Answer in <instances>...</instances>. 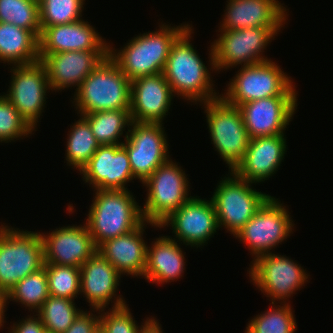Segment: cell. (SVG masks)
Masks as SVG:
<instances>
[{
	"label": "cell",
	"instance_id": "obj_1",
	"mask_svg": "<svg viewBox=\"0 0 333 333\" xmlns=\"http://www.w3.org/2000/svg\"><path fill=\"white\" fill-rule=\"evenodd\" d=\"M193 28L188 27L173 43L163 74L174 95L185 100L206 103L220 98L213 90V80L190 39Z\"/></svg>",
	"mask_w": 333,
	"mask_h": 333
},
{
	"label": "cell",
	"instance_id": "obj_2",
	"mask_svg": "<svg viewBox=\"0 0 333 333\" xmlns=\"http://www.w3.org/2000/svg\"><path fill=\"white\" fill-rule=\"evenodd\" d=\"M189 26L181 24L171 27L159 24L158 31L156 29L154 32L140 33L121 50L116 51L109 44L108 55L130 81L162 73L173 43Z\"/></svg>",
	"mask_w": 333,
	"mask_h": 333
},
{
	"label": "cell",
	"instance_id": "obj_3",
	"mask_svg": "<svg viewBox=\"0 0 333 333\" xmlns=\"http://www.w3.org/2000/svg\"><path fill=\"white\" fill-rule=\"evenodd\" d=\"M92 202L85 224L97 248L144 222L141 206L127 189L96 190Z\"/></svg>",
	"mask_w": 333,
	"mask_h": 333
},
{
	"label": "cell",
	"instance_id": "obj_4",
	"mask_svg": "<svg viewBox=\"0 0 333 333\" xmlns=\"http://www.w3.org/2000/svg\"><path fill=\"white\" fill-rule=\"evenodd\" d=\"M78 114L105 110H130L131 81L107 55L74 92Z\"/></svg>",
	"mask_w": 333,
	"mask_h": 333
},
{
	"label": "cell",
	"instance_id": "obj_5",
	"mask_svg": "<svg viewBox=\"0 0 333 333\" xmlns=\"http://www.w3.org/2000/svg\"><path fill=\"white\" fill-rule=\"evenodd\" d=\"M44 266V244L40 232L0 226V294L9 291L27 275Z\"/></svg>",
	"mask_w": 333,
	"mask_h": 333
},
{
	"label": "cell",
	"instance_id": "obj_6",
	"mask_svg": "<svg viewBox=\"0 0 333 333\" xmlns=\"http://www.w3.org/2000/svg\"><path fill=\"white\" fill-rule=\"evenodd\" d=\"M276 64L269 60L241 66L220 97L228 104L238 107L273 96H297L292 80Z\"/></svg>",
	"mask_w": 333,
	"mask_h": 333
},
{
	"label": "cell",
	"instance_id": "obj_7",
	"mask_svg": "<svg viewBox=\"0 0 333 333\" xmlns=\"http://www.w3.org/2000/svg\"><path fill=\"white\" fill-rule=\"evenodd\" d=\"M282 27H255L238 30H220V37L212 42L209 68L215 71L233 66L252 65L269 61L263 55L269 42L274 40ZM262 55V56H261ZM265 57V58H264Z\"/></svg>",
	"mask_w": 333,
	"mask_h": 333
},
{
	"label": "cell",
	"instance_id": "obj_8",
	"mask_svg": "<svg viewBox=\"0 0 333 333\" xmlns=\"http://www.w3.org/2000/svg\"><path fill=\"white\" fill-rule=\"evenodd\" d=\"M185 171L170 159L159 166L142 184L146 185L147 198L142 215L149 225L159 227L173 212L186 203L189 181ZM189 196V197H188Z\"/></svg>",
	"mask_w": 333,
	"mask_h": 333
},
{
	"label": "cell",
	"instance_id": "obj_9",
	"mask_svg": "<svg viewBox=\"0 0 333 333\" xmlns=\"http://www.w3.org/2000/svg\"><path fill=\"white\" fill-rule=\"evenodd\" d=\"M230 176L219 182L210 200L219 229L223 226L235 236L271 195L253 189V182L243 180L233 172Z\"/></svg>",
	"mask_w": 333,
	"mask_h": 333
},
{
	"label": "cell",
	"instance_id": "obj_10",
	"mask_svg": "<svg viewBox=\"0 0 333 333\" xmlns=\"http://www.w3.org/2000/svg\"><path fill=\"white\" fill-rule=\"evenodd\" d=\"M202 104L211 142L232 172L243 160L250 141L241 111L221 97Z\"/></svg>",
	"mask_w": 333,
	"mask_h": 333
},
{
	"label": "cell",
	"instance_id": "obj_11",
	"mask_svg": "<svg viewBox=\"0 0 333 333\" xmlns=\"http://www.w3.org/2000/svg\"><path fill=\"white\" fill-rule=\"evenodd\" d=\"M288 213L283 203L270 196L235 237L246 244L255 256L253 259H257L290 236L294 224Z\"/></svg>",
	"mask_w": 333,
	"mask_h": 333
},
{
	"label": "cell",
	"instance_id": "obj_12",
	"mask_svg": "<svg viewBox=\"0 0 333 333\" xmlns=\"http://www.w3.org/2000/svg\"><path fill=\"white\" fill-rule=\"evenodd\" d=\"M162 124L132 121L126 132L125 142L122 143L128 153L134 179L137 178L142 183L159 166L171 159Z\"/></svg>",
	"mask_w": 333,
	"mask_h": 333
},
{
	"label": "cell",
	"instance_id": "obj_13",
	"mask_svg": "<svg viewBox=\"0 0 333 333\" xmlns=\"http://www.w3.org/2000/svg\"><path fill=\"white\" fill-rule=\"evenodd\" d=\"M249 278L272 303L291 298L292 294L308 281L307 272L291 258L272 252L261 255L252 262ZM276 300V301H275Z\"/></svg>",
	"mask_w": 333,
	"mask_h": 333
},
{
	"label": "cell",
	"instance_id": "obj_14",
	"mask_svg": "<svg viewBox=\"0 0 333 333\" xmlns=\"http://www.w3.org/2000/svg\"><path fill=\"white\" fill-rule=\"evenodd\" d=\"M12 68V81L4 96L35 130L46 104V92L51 90L46 67L39 60L31 64L14 65Z\"/></svg>",
	"mask_w": 333,
	"mask_h": 333
},
{
	"label": "cell",
	"instance_id": "obj_15",
	"mask_svg": "<svg viewBox=\"0 0 333 333\" xmlns=\"http://www.w3.org/2000/svg\"><path fill=\"white\" fill-rule=\"evenodd\" d=\"M170 225L175 238L191 247L206 245L207 241L216 233L218 227L216 211L211 200L191 197L181 205L159 228Z\"/></svg>",
	"mask_w": 333,
	"mask_h": 333
},
{
	"label": "cell",
	"instance_id": "obj_16",
	"mask_svg": "<svg viewBox=\"0 0 333 333\" xmlns=\"http://www.w3.org/2000/svg\"><path fill=\"white\" fill-rule=\"evenodd\" d=\"M250 139L284 134L297 109V96H273L238 106ZM284 130V131H283Z\"/></svg>",
	"mask_w": 333,
	"mask_h": 333
},
{
	"label": "cell",
	"instance_id": "obj_17",
	"mask_svg": "<svg viewBox=\"0 0 333 333\" xmlns=\"http://www.w3.org/2000/svg\"><path fill=\"white\" fill-rule=\"evenodd\" d=\"M80 173L95 190H128L126 184L134 179L122 144L100 145Z\"/></svg>",
	"mask_w": 333,
	"mask_h": 333
},
{
	"label": "cell",
	"instance_id": "obj_18",
	"mask_svg": "<svg viewBox=\"0 0 333 333\" xmlns=\"http://www.w3.org/2000/svg\"><path fill=\"white\" fill-rule=\"evenodd\" d=\"M44 244V264L80 268L97 251L86 224L57 228L41 234Z\"/></svg>",
	"mask_w": 333,
	"mask_h": 333
},
{
	"label": "cell",
	"instance_id": "obj_19",
	"mask_svg": "<svg viewBox=\"0 0 333 333\" xmlns=\"http://www.w3.org/2000/svg\"><path fill=\"white\" fill-rule=\"evenodd\" d=\"M121 274L99 251L80 267V294L86 297L92 311L98 312L114 302L112 308L126 305L125 299L116 296ZM115 299H114V298ZM117 297V298H116ZM113 299V302H112Z\"/></svg>",
	"mask_w": 333,
	"mask_h": 333
},
{
	"label": "cell",
	"instance_id": "obj_20",
	"mask_svg": "<svg viewBox=\"0 0 333 333\" xmlns=\"http://www.w3.org/2000/svg\"><path fill=\"white\" fill-rule=\"evenodd\" d=\"M175 97L162 73L131 81L130 115L133 122L162 123Z\"/></svg>",
	"mask_w": 333,
	"mask_h": 333
},
{
	"label": "cell",
	"instance_id": "obj_21",
	"mask_svg": "<svg viewBox=\"0 0 333 333\" xmlns=\"http://www.w3.org/2000/svg\"><path fill=\"white\" fill-rule=\"evenodd\" d=\"M109 50L65 51L48 54L41 62L47 70L51 90L59 91L82 84L83 80L103 61Z\"/></svg>",
	"mask_w": 333,
	"mask_h": 333
},
{
	"label": "cell",
	"instance_id": "obj_22",
	"mask_svg": "<svg viewBox=\"0 0 333 333\" xmlns=\"http://www.w3.org/2000/svg\"><path fill=\"white\" fill-rule=\"evenodd\" d=\"M109 43L83 19L45 27L39 38V60L46 55L65 51L109 50Z\"/></svg>",
	"mask_w": 333,
	"mask_h": 333
},
{
	"label": "cell",
	"instance_id": "obj_23",
	"mask_svg": "<svg viewBox=\"0 0 333 333\" xmlns=\"http://www.w3.org/2000/svg\"><path fill=\"white\" fill-rule=\"evenodd\" d=\"M286 137L278 134L252 138L243 160L232 171L237 177L260 183L273 176L286 154Z\"/></svg>",
	"mask_w": 333,
	"mask_h": 333
},
{
	"label": "cell",
	"instance_id": "obj_24",
	"mask_svg": "<svg viewBox=\"0 0 333 333\" xmlns=\"http://www.w3.org/2000/svg\"><path fill=\"white\" fill-rule=\"evenodd\" d=\"M228 1L219 30L283 27L288 19L286 8L278 0Z\"/></svg>",
	"mask_w": 333,
	"mask_h": 333
},
{
	"label": "cell",
	"instance_id": "obj_25",
	"mask_svg": "<svg viewBox=\"0 0 333 333\" xmlns=\"http://www.w3.org/2000/svg\"><path fill=\"white\" fill-rule=\"evenodd\" d=\"M146 223L148 222L144 221L138 228L128 234L106 240L97 248V251H99L121 275L130 274L136 277H143L144 275L148 249V245L143 239L144 228L148 225Z\"/></svg>",
	"mask_w": 333,
	"mask_h": 333
},
{
	"label": "cell",
	"instance_id": "obj_26",
	"mask_svg": "<svg viewBox=\"0 0 333 333\" xmlns=\"http://www.w3.org/2000/svg\"><path fill=\"white\" fill-rule=\"evenodd\" d=\"M175 238L159 236L147 249L144 279L147 282L168 283L182 277L185 257Z\"/></svg>",
	"mask_w": 333,
	"mask_h": 333
},
{
	"label": "cell",
	"instance_id": "obj_27",
	"mask_svg": "<svg viewBox=\"0 0 333 333\" xmlns=\"http://www.w3.org/2000/svg\"><path fill=\"white\" fill-rule=\"evenodd\" d=\"M0 60L13 65L39 61V38L12 23L0 22Z\"/></svg>",
	"mask_w": 333,
	"mask_h": 333
},
{
	"label": "cell",
	"instance_id": "obj_28",
	"mask_svg": "<svg viewBox=\"0 0 333 333\" xmlns=\"http://www.w3.org/2000/svg\"><path fill=\"white\" fill-rule=\"evenodd\" d=\"M82 116L100 145L122 144L120 136L132 123L130 110H105Z\"/></svg>",
	"mask_w": 333,
	"mask_h": 333
},
{
	"label": "cell",
	"instance_id": "obj_29",
	"mask_svg": "<svg viewBox=\"0 0 333 333\" xmlns=\"http://www.w3.org/2000/svg\"><path fill=\"white\" fill-rule=\"evenodd\" d=\"M80 117L70 128L66 145L67 165H71L79 172L100 146L88 121L83 116Z\"/></svg>",
	"mask_w": 333,
	"mask_h": 333
},
{
	"label": "cell",
	"instance_id": "obj_30",
	"mask_svg": "<svg viewBox=\"0 0 333 333\" xmlns=\"http://www.w3.org/2000/svg\"><path fill=\"white\" fill-rule=\"evenodd\" d=\"M49 296L47 273L43 267L19 281L5 296V300L6 304L9 300L19 302L36 313Z\"/></svg>",
	"mask_w": 333,
	"mask_h": 333
},
{
	"label": "cell",
	"instance_id": "obj_31",
	"mask_svg": "<svg viewBox=\"0 0 333 333\" xmlns=\"http://www.w3.org/2000/svg\"><path fill=\"white\" fill-rule=\"evenodd\" d=\"M83 310L75 307L74 300L49 296L36 312L48 333H63Z\"/></svg>",
	"mask_w": 333,
	"mask_h": 333
},
{
	"label": "cell",
	"instance_id": "obj_32",
	"mask_svg": "<svg viewBox=\"0 0 333 333\" xmlns=\"http://www.w3.org/2000/svg\"><path fill=\"white\" fill-rule=\"evenodd\" d=\"M278 303L277 306L272 303L268 311L256 315L248 323L245 333H294L297 325L292 306L283 301Z\"/></svg>",
	"mask_w": 333,
	"mask_h": 333
},
{
	"label": "cell",
	"instance_id": "obj_33",
	"mask_svg": "<svg viewBox=\"0 0 333 333\" xmlns=\"http://www.w3.org/2000/svg\"><path fill=\"white\" fill-rule=\"evenodd\" d=\"M0 22L12 23L40 38L39 0H0Z\"/></svg>",
	"mask_w": 333,
	"mask_h": 333
},
{
	"label": "cell",
	"instance_id": "obj_34",
	"mask_svg": "<svg viewBox=\"0 0 333 333\" xmlns=\"http://www.w3.org/2000/svg\"><path fill=\"white\" fill-rule=\"evenodd\" d=\"M85 0H39L41 31L45 27L81 20Z\"/></svg>",
	"mask_w": 333,
	"mask_h": 333
},
{
	"label": "cell",
	"instance_id": "obj_35",
	"mask_svg": "<svg viewBox=\"0 0 333 333\" xmlns=\"http://www.w3.org/2000/svg\"><path fill=\"white\" fill-rule=\"evenodd\" d=\"M43 267L50 296L74 300L80 294V268L57 264H44Z\"/></svg>",
	"mask_w": 333,
	"mask_h": 333
},
{
	"label": "cell",
	"instance_id": "obj_36",
	"mask_svg": "<svg viewBox=\"0 0 333 333\" xmlns=\"http://www.w3.org/2000/svg\"><path fill=\"white\" fill-rule=\"evenodd\" d=\"M34 129L26 122L12 103L4 96H0V142H11L23 139L32 134ZM23 136V138H22Z\"/></svg>",
	"mask_w": 333,
	"mask_h": 333
},
{
	"label": "cell",
	"instance_id": "obj_37",
	"mask_svg": "<svg viewBox=\"0 0 333 333\" xmlns=\"http://www.w3.org/2000/svg\"><path fill=\"white\" fill-rule=\"evenodd\" d=\"M99 310L100 314V329L104 333H140L142 329L155 317L148 318L141 326H138L133 319L130 309L127 304L118 308H109ZM103 312V313H102ZM140 327V328H139Z\"/></svg>",
	"mask_w": 333,
	"mask_h": 333
},
{
	"label": "cell",
	"instance_id": "obj_38",
	"mask_svg": "<svg viewBox=\"0 0 333 333\" xmlns=\"http://www.w3.org/2000/svg\"><path fill=\"white\" fill-rule=\"evenodd\" d=\"M87 312L83 310L63 333H95L100 327V315Z\"/></svg>",
	"mask_w": 333,
	"mask_h": 333
},
{
	"label": "cell",
	"instance_id": "obj_39",
	"mask_svg": "<svg viewBox=\"0 0 333 333\" xmlns=\"http://www.w3.org/2000/svg\"><path fill=\"white\" fill-rule=\"evenodd\" d=\"M35 315L26 317L23 320L18 321V323L11 326V331L9 333H46V329L43 326L42 321L39 317H34Z\"/></svg>",
	"mask_w": 333,
	"mask_h": 333
},
{
	"label": "cell",
	"instance_id": "obj_40",
	"mask_svg": "<svg viewBox=\"0 0 333 333\" xmlns=\"http://www.w3.org/2000/svg\"><path fill=\"white\" fill-rule=\"evenodd\" d=\"M154 318L142 329L140 333H163L161 324Z\"/></svg>",
	"mask_w": 333,
	"mask_h": 333
},
{
	"label": "cell",
	"instance_id": "obj_41",
	"mask_svg": "<svg viewBox=\"0 0 333 333\" xmlns=\"http://www.w3.org/2000/svg\"><path fill=\"white\" fill-rule=\"evenodd\" d=\"M5 309H6V300H5V296L0 294V329L2 326H4V312H5Z\"/></svg>",
	"mask_w": 333,
	"mask_h": 333
},
{
	"label": "cell",
	"instance_id": "obj_42",
	"mask_svg": "<svg viewBox=\"0 0 333 333\" xmlns=\"http://www.w3.org/2000/svg\"><path fill=\"white\" fill-rule=\"evenodd\" d=\"M95 333H104V332L99 327Z\"/></svg>",
	"mask_w": 333,
	"mask_h": 333
}]
</instances>
